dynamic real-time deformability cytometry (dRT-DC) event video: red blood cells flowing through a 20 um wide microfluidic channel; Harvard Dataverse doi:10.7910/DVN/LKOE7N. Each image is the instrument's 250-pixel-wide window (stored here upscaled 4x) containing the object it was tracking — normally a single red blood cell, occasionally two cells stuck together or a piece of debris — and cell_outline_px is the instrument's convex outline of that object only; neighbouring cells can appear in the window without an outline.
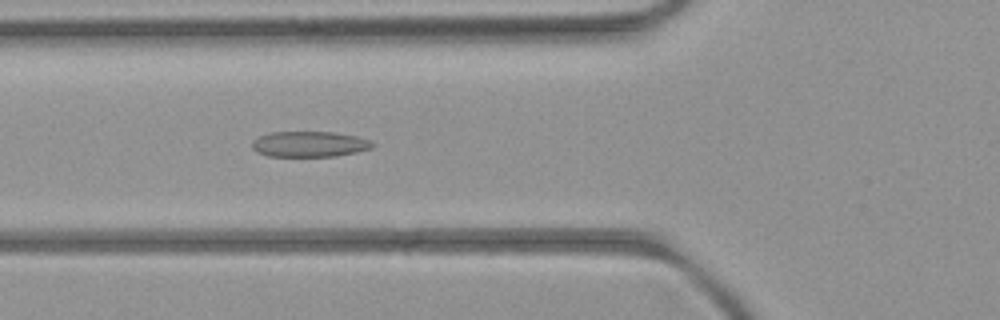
{"species": "common noctule bat (a hibernating species)", "species_latin": "Nyctalus noctula", "temperature_condition": "room temperature", "stored_images_in_passage": 4, "camera_frame_rate_fps": 3000, "um_per_image_px": 0.085, "animal": {"sex": "female", "body_mass_g": 21.9}, "frame": {"image": 1, "passage_image": 4, "time_ms": 3.333, "image_size_px": [1000, 320], "cell_outline_px": [[376, 144], [372, 148], [356, 152], [336, 156], [268, 156], [256, 152], [252, 148], [252, 140], [260, 136], [272, 132], [332, 132], [356, 136], [372, 140]], "centroid_in_image_um": [26.32, 12.25], "position_along_channel_um": 99.5, "area_um2": 18.03}}